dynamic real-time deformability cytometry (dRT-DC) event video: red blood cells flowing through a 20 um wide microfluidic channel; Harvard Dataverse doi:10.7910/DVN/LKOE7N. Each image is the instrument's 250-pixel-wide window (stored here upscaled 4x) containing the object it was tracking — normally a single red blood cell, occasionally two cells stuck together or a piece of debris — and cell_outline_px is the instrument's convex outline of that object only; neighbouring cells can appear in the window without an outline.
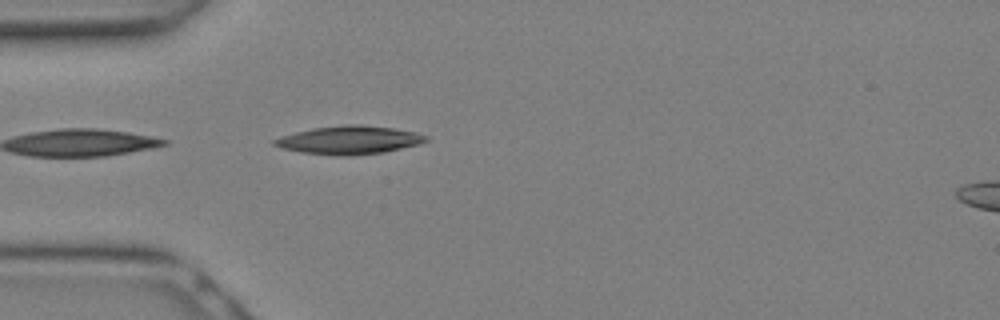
{"species": "Egyptian fruit bat (a non-hibernating species)", "species_latin": "Rousettus aegyptiacus", "temperature_condition": "warm", "stored_images_in_passage": 11, "camera_frame_rate_fps": 3000, "um_per_image_px": 0.085, "animal": {"sex": "female"}, "frame": {"image": 1, "passage_image": 9, "time_ms": 2.667, "image_size_px": [1000, 320], "cell_outline_px": [[428, 140], [420, 144], [384, 152], [348, 156], [340, 156], [300, 152], [284, 148], [272, 144], [272, 140], [280, 136], [312, 128], [344, 124], [360, 124], [392, 128], [416, 132], [428, 136]], "centroid_in_image_um": [29.69, 11.9], "position_along_channel_um": 55.3, "area_um2": 25.03}}